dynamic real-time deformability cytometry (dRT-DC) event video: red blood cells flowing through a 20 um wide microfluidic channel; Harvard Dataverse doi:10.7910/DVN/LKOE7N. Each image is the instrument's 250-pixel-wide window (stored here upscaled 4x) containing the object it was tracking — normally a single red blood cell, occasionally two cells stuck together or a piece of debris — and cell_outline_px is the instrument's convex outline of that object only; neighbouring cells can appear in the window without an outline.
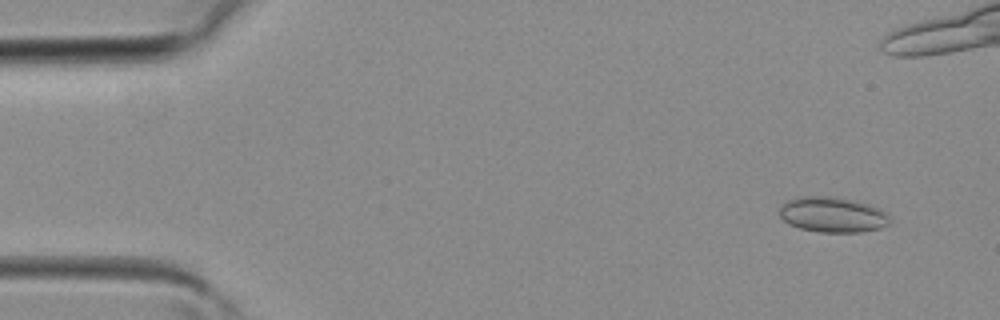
{"species": "common noctule bat (a hibernating species)", "species_latin": "Nyctalus noctula", "temperature_condition": "room temperature", "stored_images_in_passage": 16, "camera_frame_rate_fps": 3000, "um_per_image_px": 0.085, "animal": {"sex": "female", "body_mass_g": 19.3, "forearm_length_mm": 54.1}, "frame": {"image": 1, "passage_image": 3, "time_ms": 0.667, "image_size_px": [1000, 320], "cell_outline_px": [[892, 220], [888, 224], [880, 228], [860, 232], [820, 232], [800, 228], [788, 224], [780, 216], [780, 204], [788, 200], [804, 196], [836, 196], [868, 204], [884, 212]], "centroid_in_image_um": [70.74, 18.24], "position_along_channel_um": 14.3, "area_um2": 22.66}}
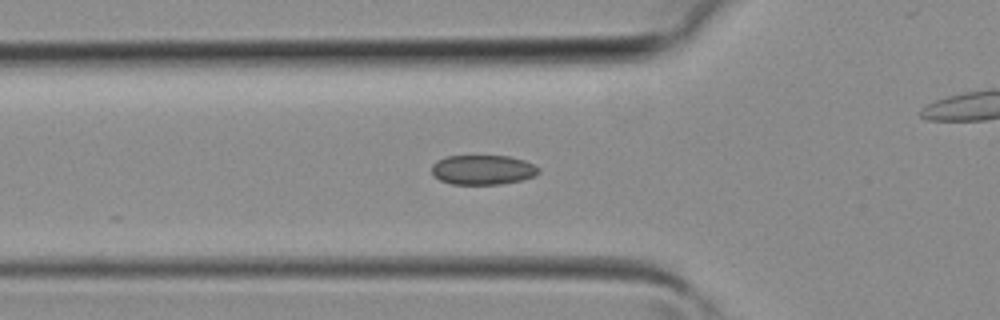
{"frame": {"image": 2, "passage_image": 13, "time_ms": 4.0, "image_size_px": [1000, 320], "cell_outline_px": [[540, 172], [536, 176], [524, 180], [500, 184], [452, 184], [440, 180], [432, 172], [432, 164], [436, 160], [444, 156], [508, 156], [524, 160], [540, 168]], "centroid_in_image_um": [41.06, 14.43], "position_along_channel_um": 84.7, "area_um2": 18.61}}
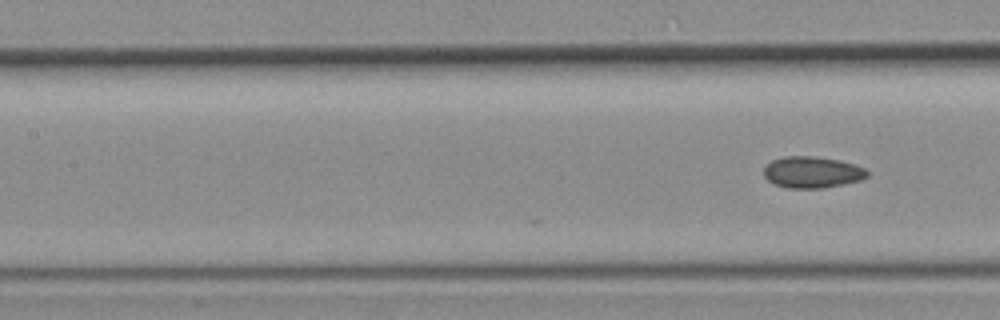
{"frame": {"image": 3, "passage_image": 16, "time_ms": 5.0, "image_size_px": [1000, 320], "cell_outline_px": [[868, 176], [860, 180], [844, 184], [824, 188], [788, 188], [776, 184], [768, 180], [764, 176], [764, 168], [772, 160], [784, 156], [816, 156], [840, 160], [864, 168], [868, 172]], "centroid_in_image_um": [69.03, 14.63], "position_along_channel_um": 138.4, "area_um2": 18.9}}